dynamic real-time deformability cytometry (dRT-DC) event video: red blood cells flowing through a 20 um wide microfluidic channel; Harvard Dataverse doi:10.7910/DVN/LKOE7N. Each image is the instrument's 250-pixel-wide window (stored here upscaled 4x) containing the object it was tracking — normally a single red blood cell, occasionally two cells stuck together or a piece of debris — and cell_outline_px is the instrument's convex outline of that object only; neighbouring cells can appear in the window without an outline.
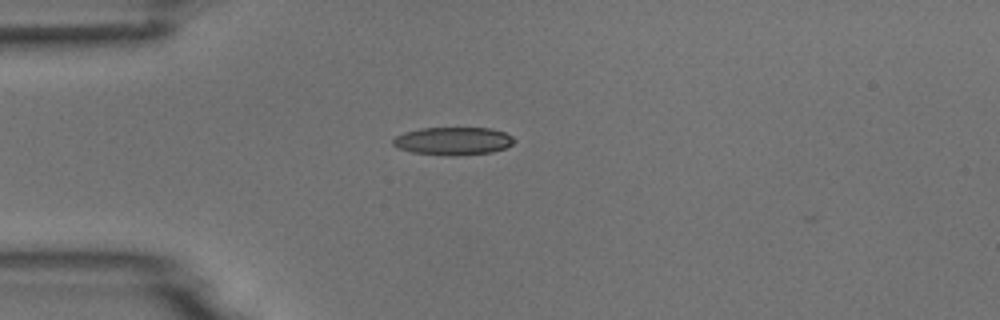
{"species": "common noctule bat (a hibernating species)", "species_latin": "Nyctalus noctula", "temperature_condition": "room temperature", "stored_images_in_passage": 4, "camera_frame_rate_fps": 3000, "um_per_image_px": 0.085, "animal": {"sex": "male", "body_mass_g": 18.8}, "frame": {"image": 1, "passage_image": 1, "time_ms": 0.0, "image_size_px": [1000, 320], "cell_outline_px": [[516, 140], [512, 144], [504, 148], [492, 152], [456, 156], [444, 156], [412, 152], [396, 148], [392, 144], [392, 140], [396, 136], [404, 132], [420, 128], [488, 128], [504, 132], [512, 136]], "centroid_in_image_um": [38.48, 11.99], "position_along_channel_um": 46.5, "area_um2": 19.88}}